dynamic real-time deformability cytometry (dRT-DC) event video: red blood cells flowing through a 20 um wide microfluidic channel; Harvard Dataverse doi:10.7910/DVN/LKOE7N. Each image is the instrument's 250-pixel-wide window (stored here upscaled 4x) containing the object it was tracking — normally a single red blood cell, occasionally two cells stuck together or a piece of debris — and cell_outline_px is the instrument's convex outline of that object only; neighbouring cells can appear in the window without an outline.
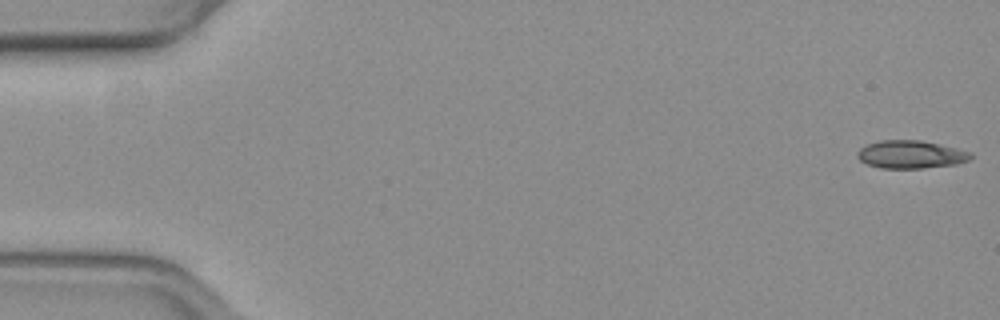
{"species": "common noctule bat (a hibernating species)", "species_latin": "Nyctalus noctula", "temperature_condition": "warm", "stored_images_in_passage": 56, "camera_frame_rate_fps": 3000, "um_per_image_px": 0.085, "animal": {"sex": "female", "body_mass_g": 19.3, "forearm_length_mm": 54.1}, "frame": {"image": 1, "passage_image": 1, "time_ms": 0.0, "image_size_px": [1000, 320], "cell_outline_px": [[972, 156], [968, 160], [952, 164], [920, 168], [884, 168], [868, 164], [860, 160], [860, 148], [868, 144], [884, 140], [916, 140], [936, 144], [952, 148], [964, 152]], "centroid_in_image_um": [77.35, 13.13], "position_along_channel_um": 7.7, "area_um2": 17.4}}
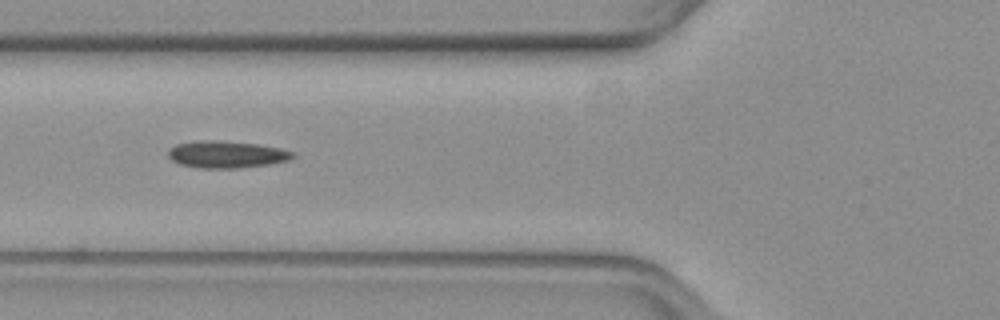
{"frame": {"image": 2, "passage_image": 21, "time_ms": 6.667, "image_size_px": [1000, 320], "cell_outline_px": [[296, 156], [288, 160], [268, 164], [236, 168], [204, 168], [180, 164], [172, 160], [168, 156], [168, 152], [176, 144], [256, 144], [276, 148], [292, 152]], "centroid_in_image_um": [19.31, 13.2], "position_along_channel_um": 106.5, "area_um2": 17.8}}
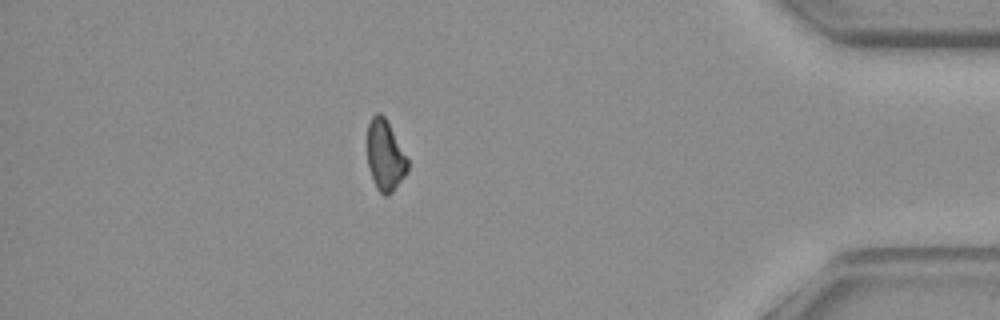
{"frame": {"image": 3, "passage_image": 49, "time_ms": 16.0, "image_size_px": [1000, 320], "cell_outline_px": [[408, 172], [392, 192], [388, 196], [384, 196], [376, 188], [372, 180], [368, 164], [368, 124], [372, 116], [376, 112], [380, 112], [384, 116], [408, 160]], "centroid_in_image_um": [32.73, 13.25], "position_along_channel_um": 402.5, "area_um2": 16.47}, "authors_computed_cell_mechanics": {"area_um2": 17.7735, "velocity_mm_per_s": 3.6371, "shape_relaxation_time_tau1_ms": 5.7134, "shape_relaxation_time_tau2_ms": null, "deformation_change_tau1": 0.1411, "deformation_change_tau2": null}}